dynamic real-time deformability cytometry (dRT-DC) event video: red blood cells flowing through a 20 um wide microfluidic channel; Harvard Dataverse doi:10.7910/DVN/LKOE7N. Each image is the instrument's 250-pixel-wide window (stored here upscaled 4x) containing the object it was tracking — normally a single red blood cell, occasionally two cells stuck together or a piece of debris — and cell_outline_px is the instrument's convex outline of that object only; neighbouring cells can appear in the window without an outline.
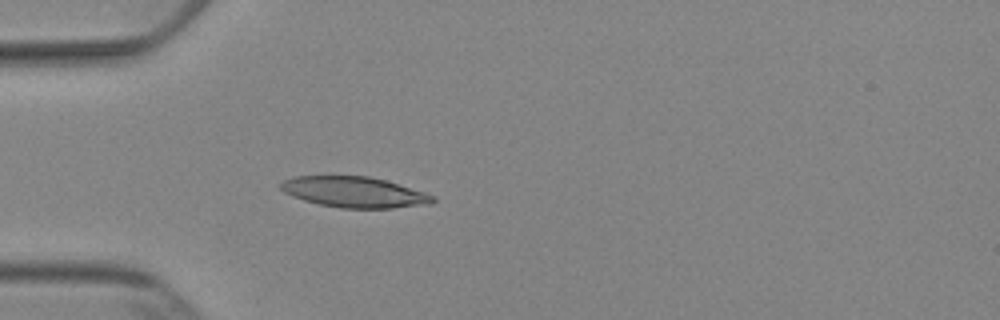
{"species": "Egyptian fruit bat (a non-hibernating species)", "species_latin": "Rousettus aegyptiacus", "temperature_condition": "cold", "stored_images_in_passage": 53, "camera_frame_rate_fps": 3000, "um_per_image_px": 0.085, "animal": {"sex": "female"}, "frame": {"image": 1, "passage_image": 16, "time_ms": 5.0, "image_size_px": [1000, 320], "cell_outline_px": [[436, 200], [432, 204], [392, 208], [340, 208], [320, 204], [304, 200], [292, 196], [284, 192], [280, 188], [280, 184], [284, 180], [296, 176], [368, 176], [384, 180], [424, 192], [436, 196]], "centroid_in_image_um": [30.13, 16.34], "position_along_channel_um": 54.9, "area_um2": 27.11}}
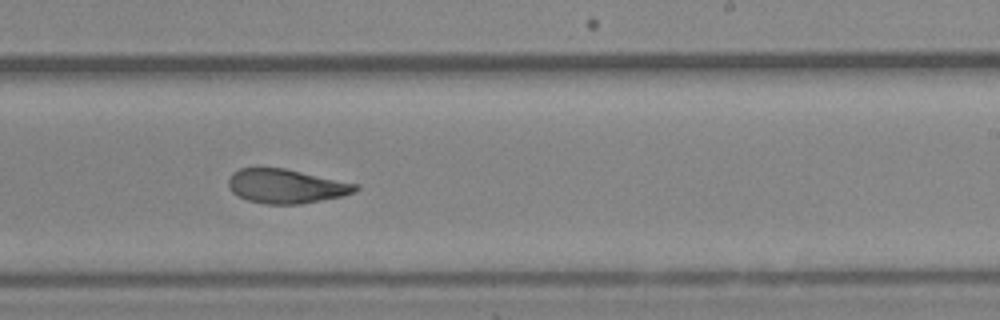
{"frame": {"image": 2, "passage_image": 33, "time_ms": 10.667, "image_size_px": [1000, 320], "cell_outline_px": [[360, 188], [356, 192], [344, 196], [300, 204], [264, 204], [248, 200], [232, 192], [228, 188], [228, 180], [232, 172], [240, 168], [284, 168], [360, 184]], "centroid_in_image_um": [24.36, 15.83], "position_along_channel_um": 264.6, "area_um2": 25.49}}
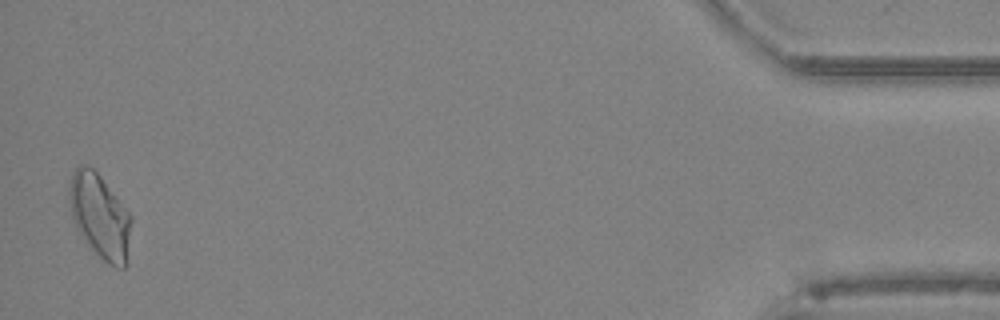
{"frame": {"image": 3, "passage_image": 52, "time_ms": 17.0, "image_size_px": [1000, 320], "cell_outline_px": [[132, 220], [128, 264], [124, 268], [116, 268], [108, 264], [92, 248], [76, 224], [72, 216], [68, 200], [68, 188], [72, 172], [80, 164], [84, 164], [92, 168], [100, 176], [132, 216]], "centroid_in_image_um": [8.52, 18.37], "position_along_channel_um": 426.7, "area_um2": 30.29}, "authors_computed_cell_mechanics": {"area_um2": 26.1256, "velocity_mm_per_s": 3.877, "shape_relaxation_time_tau1_ms": 6.652, "shape_relaxation_time_tau2_ms": 2.2168, "deformation_change_tau1": 0.1743, "deformation_change_tau2": 0.0798}}